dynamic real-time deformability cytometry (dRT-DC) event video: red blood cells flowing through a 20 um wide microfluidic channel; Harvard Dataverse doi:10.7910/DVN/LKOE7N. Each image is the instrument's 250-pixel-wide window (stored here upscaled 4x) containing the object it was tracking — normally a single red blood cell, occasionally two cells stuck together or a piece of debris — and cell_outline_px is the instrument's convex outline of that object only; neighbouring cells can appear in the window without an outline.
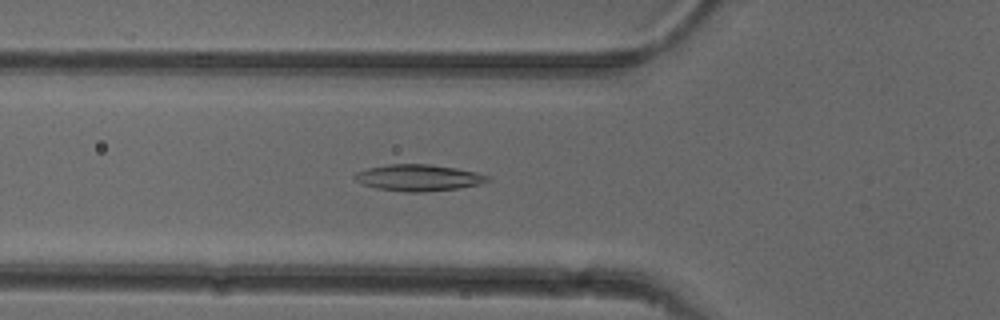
{"species": "common noctule bat (a hibernating species)", "species_latin": "Nyctalus noctula", "temperature_condition": "cold", "stored_images_in_passage": 37, "camera_frame_rate_fps": 3000, "um_per_image_px": 0.085, "animal": {"sex": "female"}, "frame": {"image": 1, "passage_image": 6, "time_ms": 1.667, "image_size_px": [1000, 320], "cell_outline_px": [[492, 180], [480, 184], [460, 188], [420, 192], [404, 192], [376, 188], [364, 184], [356, 180], [352, 176], [356, 172], [368, 168], [388, 164], [428, 164], [456, 168], [476, 172], [488, 176]], "centroid_in_image_um": [35.58, 15.1], "position_along_channel_um": 90.2, "area_um2": 20.46}}
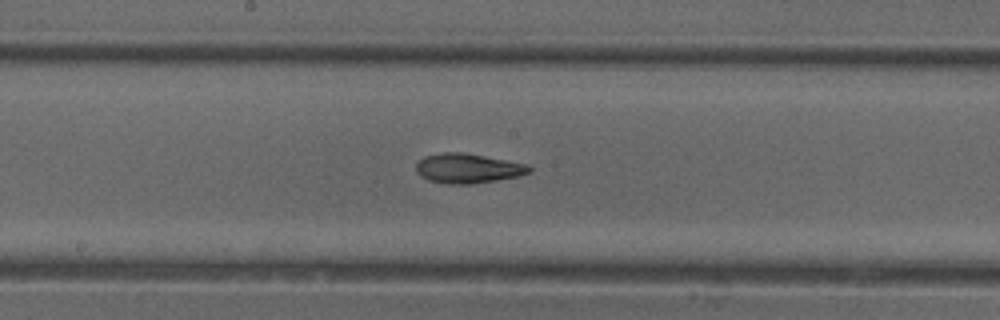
{"frame": {"image": 2, "passage_image": 15, "time_ms": 4.667, "image_size_px": [1000, 320], "cell_outline_px": [[532, 172], [520, 176], [472, 184], [448, 184], [428, 180], [420, 176], [416, 172], [416, 164], [424, 156], [444, 152], [460, 152], [484, 156], [528, 164], [532, 168]], "centroid_in_image_um": [39.78, 14.32], "position_along_channel_um": 208.4, "area_um2": 19.59}}
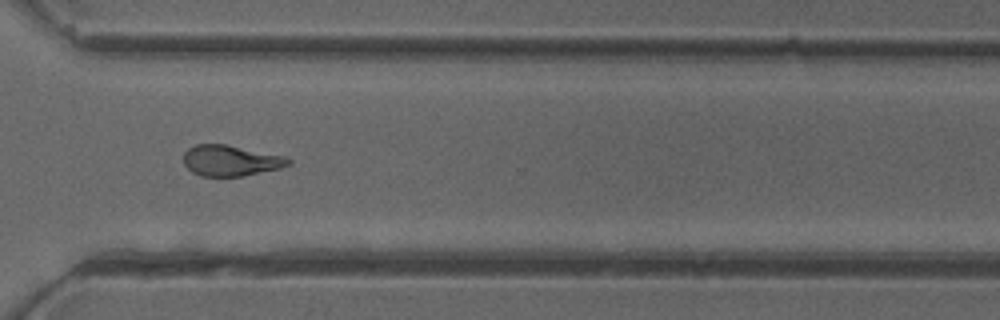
{"frame": {"image": 3, "passage_image": 26, "time_ms": 8.333, "image_size_px": [1000, 320], "cell_outline_px": [[292, 164], [280, 168], [244, 176], [200, 176], [192, 172], [184, 164], [184, 152], [188, 148], [196, 144], [224, 144], [284, 156], [292, 160]], "centroid_in_image_um": [19.6, 13.65], "position_along_channel_um": 351.0, "area_um2": 18.79}, "authors_computed_cell_mechanics": {"area_um2": 19.074, "velocity_mm_per_s": 3.9011, "shape_relaxation_time_tau1_ms": 9.2476, "shape_relaxation_time_tau2_ms": 3.9074, "deformation_change_tau1": 0.2167, "deformation_change_tau2": 0.1251}}